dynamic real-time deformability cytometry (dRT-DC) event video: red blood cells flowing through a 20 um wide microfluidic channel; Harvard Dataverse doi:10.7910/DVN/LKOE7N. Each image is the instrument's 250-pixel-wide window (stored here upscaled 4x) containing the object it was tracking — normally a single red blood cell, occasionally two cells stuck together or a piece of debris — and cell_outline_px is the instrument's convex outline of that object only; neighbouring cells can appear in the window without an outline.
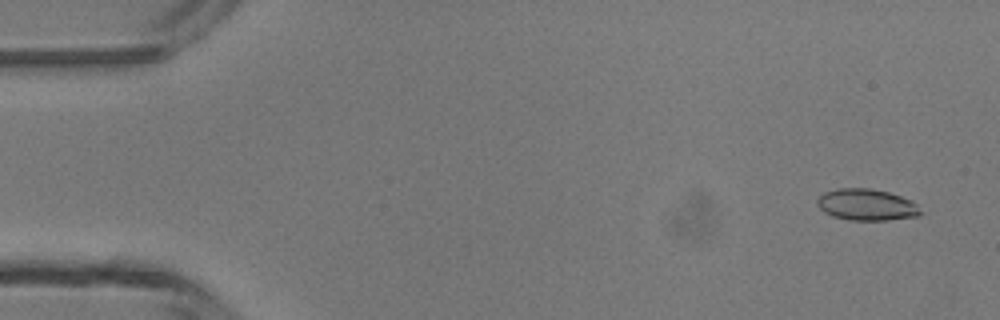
{"species": "common noctule bat (a hibernating species)", "species_latin": "Nyctalus noctula", "temperature_condition": "room temperature", "stored_images_in_passage": 5, "camera_frame_rate_fps": 3000, "um_per_image_px": 0.085, "animal": {"sex": "male", "body_mass_g": 13.3}, "frame": {"image": 1, "passage_image": 1, "time_ms": 0.0, "image_size_px": [1000, 320], "cell_outline_px": [[920, 216], [888, 220], [848, 220], [832, 216], [824, 212], [816, 204], [816, 200], [824, 192], [836, 188], [872, 188], [888, 192], [900, 196], [916, 204], [920, 212]], "centroid_in_image_um": [73.61, 17.4], "position_along_channel_um": 11.4, "area_um2": 18.96}}
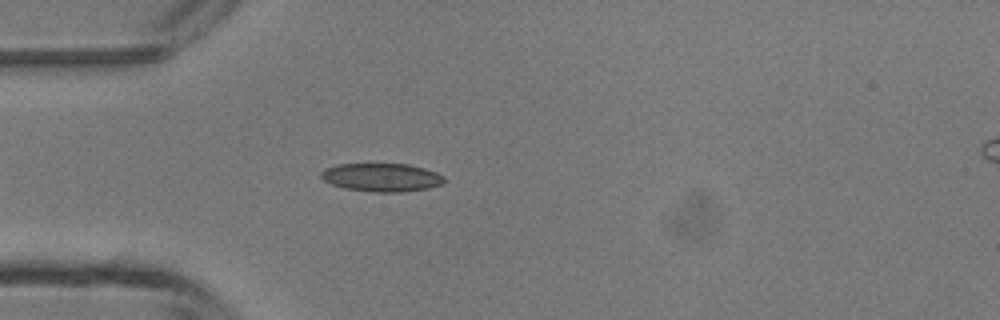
{"frame": {"image": 2, "passage_image": 4, "time_ms": 3.667, "image_size_px": [1000, 320], "cell_outline_px": [[444, 180], [440, 184], [428, 188], [404, 192], [372, 192], [344, 188], [332, 184], [324, 180], [320, 176], [320, 172], [324, 168], [336, 164], [408, 164], [424, 168], [436, 172], [444, 176]], "centroid_in_image_um": [32.41, 15.07], "position_along_channel_um": 52.6, "area_um2": 20.35}}